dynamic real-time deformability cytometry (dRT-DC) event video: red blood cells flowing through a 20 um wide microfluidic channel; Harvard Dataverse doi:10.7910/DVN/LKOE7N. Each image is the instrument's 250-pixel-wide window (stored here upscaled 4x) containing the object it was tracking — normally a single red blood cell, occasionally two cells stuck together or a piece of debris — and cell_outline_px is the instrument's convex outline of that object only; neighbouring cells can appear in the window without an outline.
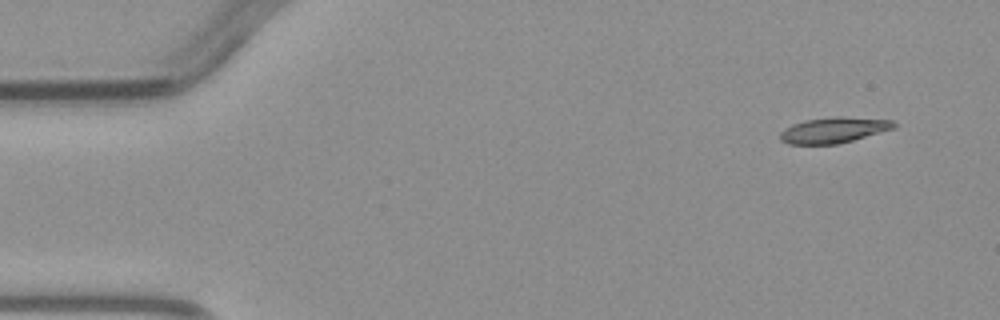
{"species": "common noctule bat (a hibernating species)", "species_latin": "Nyctalus noctula", "temperature_condition": "warm", "stored_images_in_passage": 3, "camera_frame_rate_fps": 3000, "um_per_image_px": 0.085, "animal": {"sex": "male", "body_mass_g": 23.1, "forearm_length_mm": 52.7}, "frame": {"image": 1, "passage_image": 1, "time_ms": 0.0, "image_size_px": [1000, 320], "cell_outline_px": [[896, 128], [852, 140], [836, 144], [788, 144], [780, 140], [780, 132], [784, 128], [792, 124], [804, 120], [832, 116], [844, 116], [892, 120], [896, 124]], "centroid_in_image_um": [70.85, 11.04], "position_along_channel_um": 14.2, "area_um2": 17.17}}
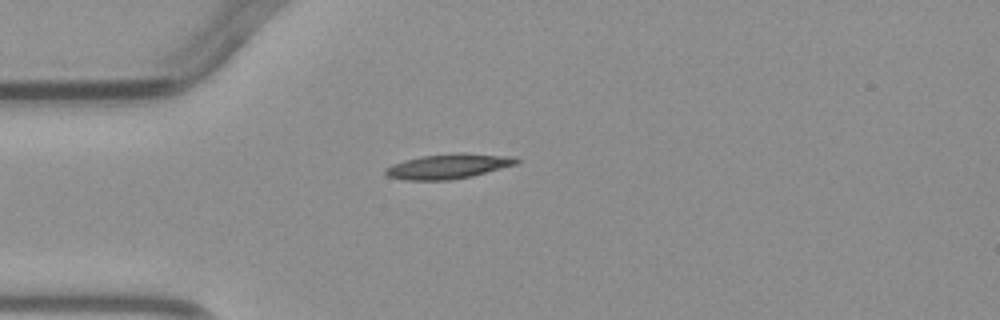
{"frame": {"image": 2, "passage_image": 3, "time_ms": 3.0, "image_size_px": [1000, 320], "cell_outline_px": [[520, 160], [516, 164], [472, 176], [448, 180], [404, 180], [388, 176], [384, 172], [384, 168], [392, 164], [404, 160], [420, 156], [456, 152], [464, 152], [516, 156]], "centroid_in_image_um": [38.11, 14.11], "position_along_channel_um": 46.9, "area_um2": 19.25}}